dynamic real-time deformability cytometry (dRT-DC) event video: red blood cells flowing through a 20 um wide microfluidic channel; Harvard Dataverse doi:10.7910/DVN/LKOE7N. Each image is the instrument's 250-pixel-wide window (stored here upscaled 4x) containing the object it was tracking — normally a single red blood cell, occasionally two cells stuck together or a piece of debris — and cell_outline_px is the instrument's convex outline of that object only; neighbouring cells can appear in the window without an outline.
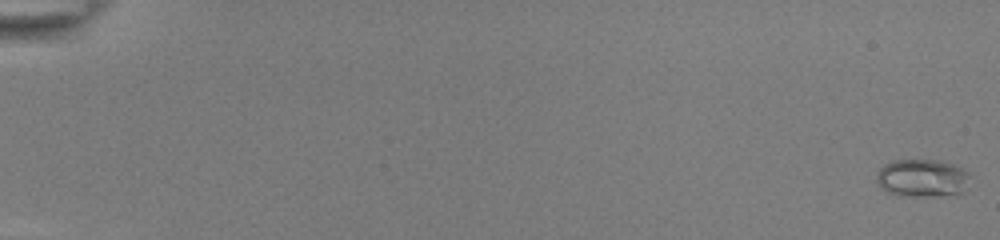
{"species": "common noctule bat (a hibernating species)", "species_latin": "Nyctalus noctula", "temperature_condition": "room temperature", "stored_images_in_passage": 18, "camera_frame_rate_fps": 3000, "um_per_image_px": 0.085, "animal": {"sex": "female", "body_mass_g": 22.0, "forearm_length_mm": 56.7}, "frame": {"image": 1, "passage_image": 1, "time_ms": 0.0, "image_size_px": [1000, 240], "cell_outline_px": [[972, 176], [968, 188], [964, 192], [932, 196], [900, 196], [884, 192], [880, 188], [876, 180], [876, 172], [884, 164], [892, 160], [940, 160], [952, 164], [968, 172]], "centroid_in_image_um": [78.38, 15.14], "position_along_channel_um": 6.6, "area_um2": 21.1}}